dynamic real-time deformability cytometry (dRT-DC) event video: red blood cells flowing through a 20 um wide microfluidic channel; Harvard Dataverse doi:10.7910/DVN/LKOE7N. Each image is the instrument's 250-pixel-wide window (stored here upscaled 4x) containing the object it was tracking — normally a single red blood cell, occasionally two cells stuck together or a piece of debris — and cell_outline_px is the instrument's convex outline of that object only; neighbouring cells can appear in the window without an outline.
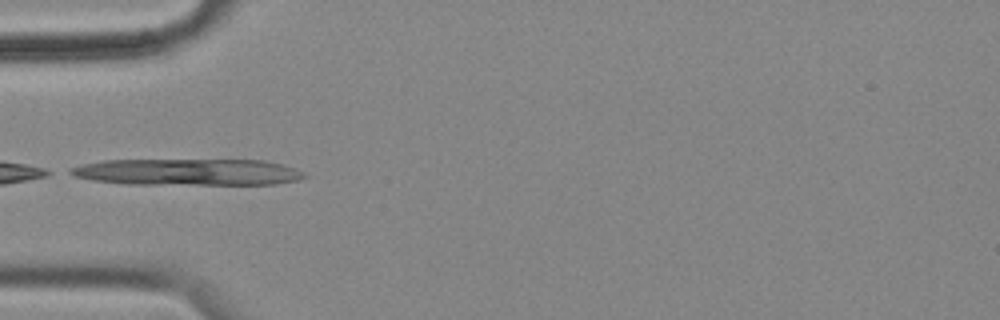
{"species": "common noctule bat (a hibernating species)", "species_latin": "Nyctalus noctula", "temperature_condition": "cold", "stored_images_in_passage": 8, "camera_frame_rate_fps": 3000, "um_per_image_px": 0.085, "animal": {"sex": "female", "body_mass_g": 18.4}, "frame": {"image": 1, "passage_image": 1, "time_ms": 0.0, "image_size_px": [1000, 320], "cell_outline_px": [[308, 176], [300, 180], [276, 184], [128, 184], [92, 180], [76, 176], [68, 172], [68, 168], [84, 164], [104, 160], [264, 160], [280, 164], [304, 172]], "centroid_in_image_um": [15.98, 14.62], "position_along_channel_um": 69.0, "area_um2": 36.13}}
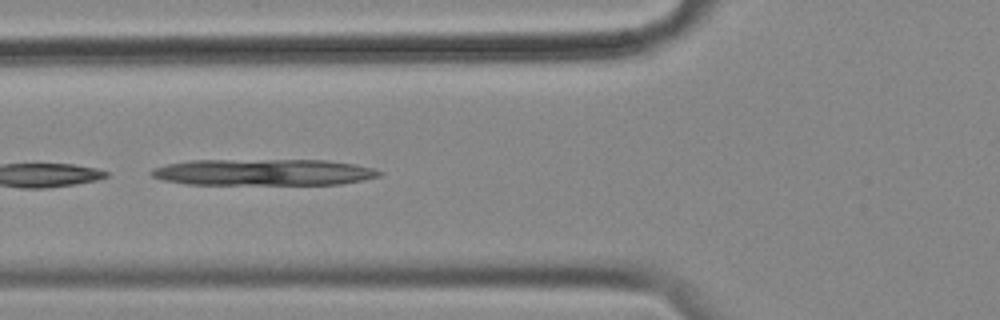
{"frame": {"image": 2, "passage_image": 4, "time_ms": 1.0, "image_size_px": [1000, 320], "cell_outline_px": [[384, 172], [380, 176], [340, 184], [188, 184], [164, 180], [152, 176], [148, 172], [152, 168], [168, 164], [192, 160], [324, 160], [356, 164], [372, 168]], "centroid_in_image_um": [22.39, 14.63], "position_along_channel_um": 103.4, "area_um2": 34.97}}